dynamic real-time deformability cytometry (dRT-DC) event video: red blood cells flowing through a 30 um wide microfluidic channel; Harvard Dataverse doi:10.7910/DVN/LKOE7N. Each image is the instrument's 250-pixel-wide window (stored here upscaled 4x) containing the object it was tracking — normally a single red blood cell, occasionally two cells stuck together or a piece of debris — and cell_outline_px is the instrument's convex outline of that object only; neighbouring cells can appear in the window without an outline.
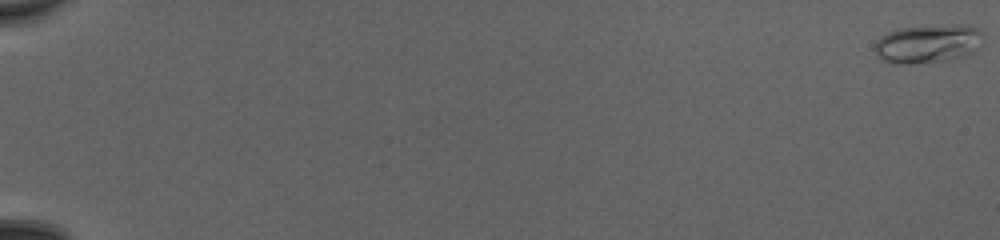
{"species": "common noctule bat (a hibernating species)", "species_latin": "Nyctalus noctula", "temperature_condition": "cold", "stored_images_in_passage": 53, "camera_frame_rate_fps": 3000, "um_per_image_px": 0.085, "animal": {"sex": "female", "body_mass_g": 20.0, "forearm_length_mm": 54.0}, "frame": {"image": 1, "passage_image": 1, "time_ms": 0.0, "image_size_px": [1000, 240], "cell_outline_px": [[984, 36], [972, 52], [964, 56], [952, 60], [912, 64], [896, 64], [880, 60], [876, 56], [876, 40], [880, 36], [888, 32], [900, 28], [960, 24], [964, 24], [976, 28]], "centroid_in_image_um": [78.83, 3.73], "position_along_channel_um": 6.2, "area_um2": 24.39}}
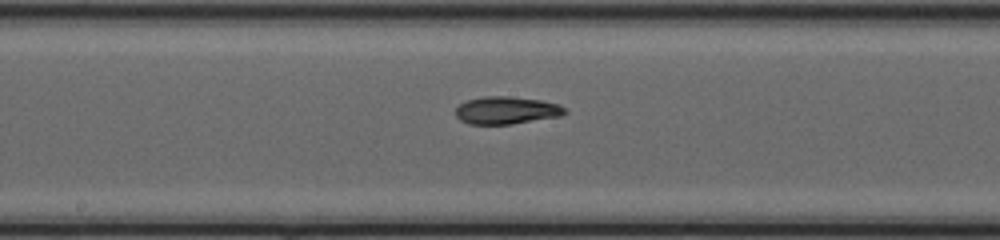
{"frame": {"image": 2, "passage_image": 31, "time_ms": 10.0, "image_size_px": [1000, 240], "cell_outline_px": [[568, 112], [560, 116], [512, 124], [468, 124], [460, 120], [456, 116], [456, 108], [460, 104], [468, 100], [484, 96], [508, 96], [540, 100], [560, 104]], "centroid_in_image_um": [43.05, 9.38], "position_along_channel_um": 205.1, "area_um2": 17.51}}
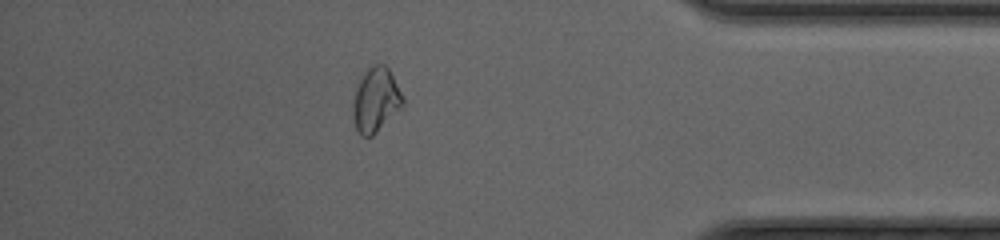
{"frame": {"image": 3, "passage_image": 47, "time_ms": 15.333, "image_size_px": [1000, 240], "cell_outline_px": [[404, 104], [372, 136], [360, 136], [356, 132], [352, 116], [352, 104], [356, 88], [364, 72], [372, 64], [384, 64], [388, 68], [404, 100]], "centroid_in_image_um": [31.89, 8.51], "position_along_channel_um": 403.3, "area_um2": 18.5}, "authors_computed_cell_mechanics": {"area_um2": 17.8024, "velocity_mm_per_s": 4.1899, "shape_relaxation_time_tau1_ms": null, "shape_relaxation_time_tau2_ms": 4.1589, "deformation_change_tau1": null, "deformation_change_tau2": 0.0929}}